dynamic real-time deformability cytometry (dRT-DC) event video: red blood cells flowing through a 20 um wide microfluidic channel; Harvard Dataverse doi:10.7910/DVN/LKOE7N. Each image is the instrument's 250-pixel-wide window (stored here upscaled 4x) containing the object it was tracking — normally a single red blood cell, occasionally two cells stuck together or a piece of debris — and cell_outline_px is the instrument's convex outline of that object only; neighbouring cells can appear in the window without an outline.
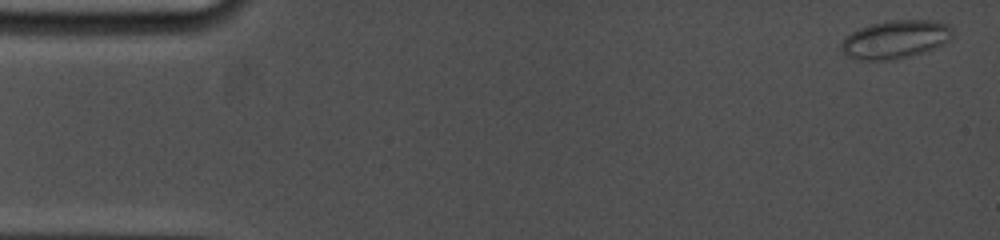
{"species": "common noctule bat (a hibernating species)", "species_latin": "Nyctalus noctula", "temperature_condition": "cold", "stored_images_in_passage": 8, "camera_frame_rate_fps": 5000, "um_per_image_px": 0.085, "animal": {"sex": "female", "body_mass_g": 19.0, "forearm_length_mm": 53.3}, "frame": {"image": 1, "passage_image": 1, "time_ms": 0.0, "image_size_px": [1000, 240], "cell_outline_px": [[952, 36], [944, 44], [936, 48], [924, 52], [896, 60], [856, 60], [840, 52], [840, 44], [844, 36], [860, 28], [872, 24], [888, 20], [936, 20], [948, 24], [952, 28]], "centroid_in_image_um": [76.09, 3.36], "position_along_channel_um": 8.9, "area_um2": 25.2}}
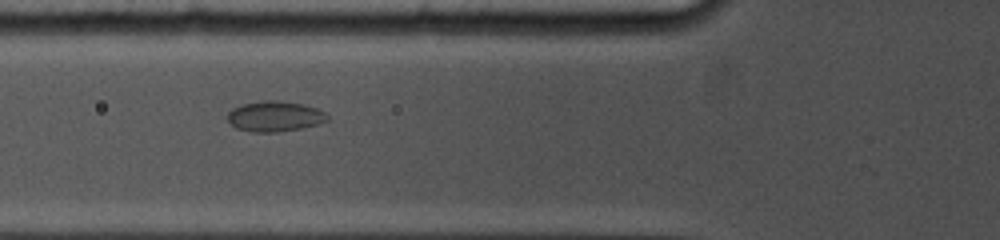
{"frame": {"image": 2, "passage_image": 7, "time_ms": 5.8, "image_size_px": [1000, 240], "cell_outline_px": [[328, 120], [316, 124], [300, 128], [276, 132], [252, 132], [236, 128], [224, 116], [232, 108], [244, 104], [264, 100], [276, 100], [300, 104], [316, 108], [324, 112], [328, 116]], "centroid_in_image_um": [23.3, 9.89], "position_along_channel_um": 102.5, "area_um2": 17.51}}
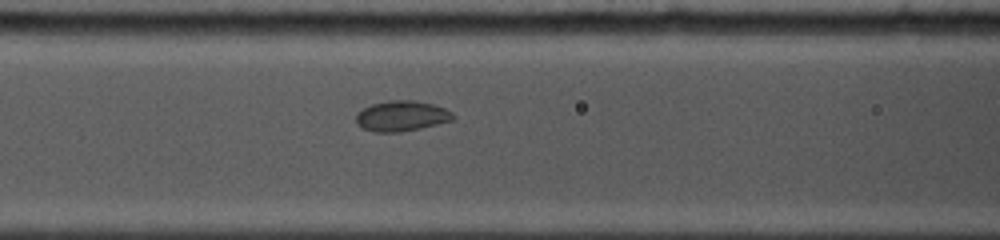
{"frame": {"image": 3, "passage_image": 8, "time_ms": 6.6, "image_size_px": [1000, 240], "cell_outline_px": [[456, 116], [452, 120], [420, 128], [400, 132], [372, 132], [356, 124], [356, 112], [372, 104], [388, 100], [416, 100], [432, 104], [444, 108], [452, 112]], "centroid_in_image_um": [34.11, 9.85], "position_along_channel_um": 132.5, "area_um2": 17.22}}